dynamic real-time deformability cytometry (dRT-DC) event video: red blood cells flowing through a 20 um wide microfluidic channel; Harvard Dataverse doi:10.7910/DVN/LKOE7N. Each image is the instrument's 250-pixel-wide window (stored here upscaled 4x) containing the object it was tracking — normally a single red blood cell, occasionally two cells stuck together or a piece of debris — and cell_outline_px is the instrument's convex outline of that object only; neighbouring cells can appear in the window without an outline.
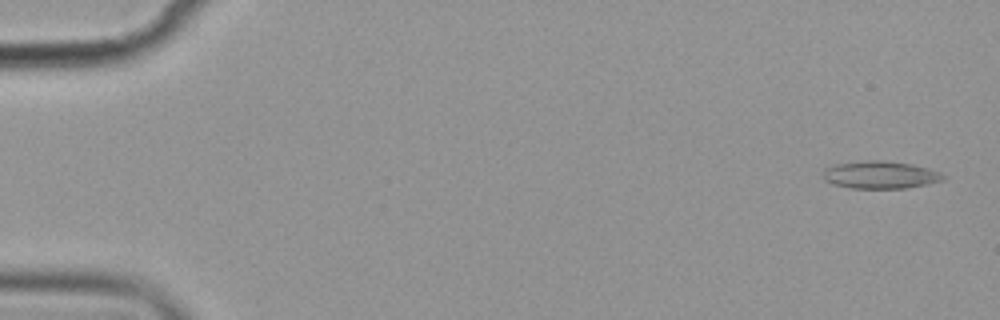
{"species": "common noctule bat (a hibernating species)", "species_latin": "Nyctalus noctula", "temperature_condition": "cold", "stored_images_in_passage": 5, "camera_frame_rate_fps": 3000, "um_per_image_px": 0.085, "animal": {"sex": "female", "body_mass_g": 19.9}, "frame": {"image": 1, "passage_image": 1, "time_ms": 0.0, "image_size_px": [1000, 320], "cell_outline_px": [[948, 176], [944, 180], [928, 184], [904, 188], [852, 188], [832, 184], [824, 180], [824, 168], [836, 164], [868, 160], [880, 160], [912, 164], [928, 168], [940, 172]], "centroid_in_image_um": [74.86, 14.86], "position_along_channel_um": 10.1, "area_um2": 19.31}}
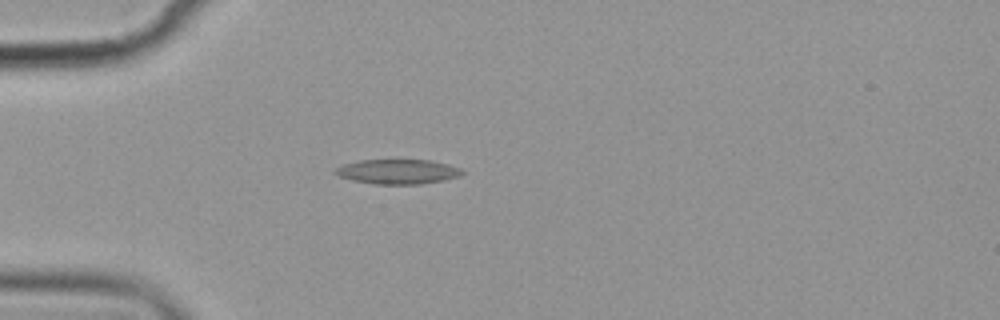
{"frame": {"image": 2, "passage_image": 5, "time_ms": 4.667, "image_size_px": [1000, 320], "cell_outline_px": [[464, 172], [460, 176], [444, 180], [420, 184], [376, 184], [352, 180], [340, 176], [332, 172], [336, 168], [344, 164], [360, 160], [432, 160], [448, 164], [460, 168]], "centroid_in_image_um": [33.82, 14.58], "position_along_channel_um": 51.2, "area_um2": 18.21}}